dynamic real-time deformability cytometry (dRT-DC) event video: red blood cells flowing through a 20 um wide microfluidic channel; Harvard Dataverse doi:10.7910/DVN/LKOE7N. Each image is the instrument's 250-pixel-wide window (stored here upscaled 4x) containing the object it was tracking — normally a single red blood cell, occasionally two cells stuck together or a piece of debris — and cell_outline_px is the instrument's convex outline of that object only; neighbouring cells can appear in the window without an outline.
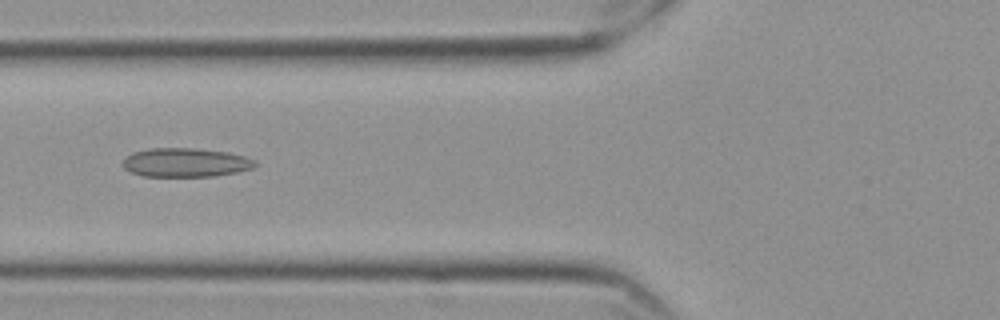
{"species": "Egyptian fruit bat (a non-hibernating species)", "species_latin": "Rousettus aegyptiacus", "temperature_condition": "cold", "stored_images_in_passage": 29, "camera_frame_rate_fps": 3000, "um_per_image_px": 0.085, "frame": {"image": 1, "passage_image": 10, "time_ms": 3.0, "image_size_px": [1000, 320], "cell_outline_px": [[256, 164], [252, 168], [236, 172], [212, 176], [144, 176], [132, 172], [124, 168], [124, 160], [132, 152], [148, 148], [196, 148], [228, 152], [244, 156], [256, 160]], "centroid_in_image_um": [15.78, 13.8], "position_along_channel_um": 110.0, "area_um2": 22.14}}
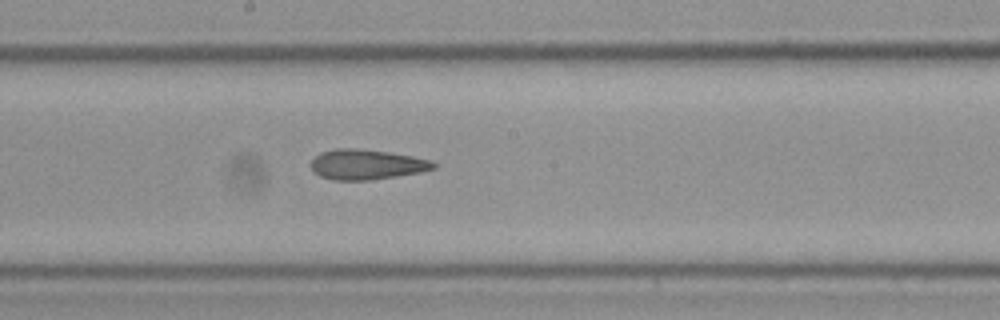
{"frame": {"image": 2, "passage_image": 19, "time_ms": 6.0, "image_size_px": [1000, 320], "cell_outline_px": [[436, 168], [420, 172], [372, 180], [336, 180], [320, 176], [312, 168], [312, 160], [320, 152], [336, 148], [352, 148], [388, 152], [412, 156], [428, 160], [436, 164]], "centroid_in_image_um": [31.16, 13.98], "position_along_channel_um": 217.0, "area_um2": 21.21}}
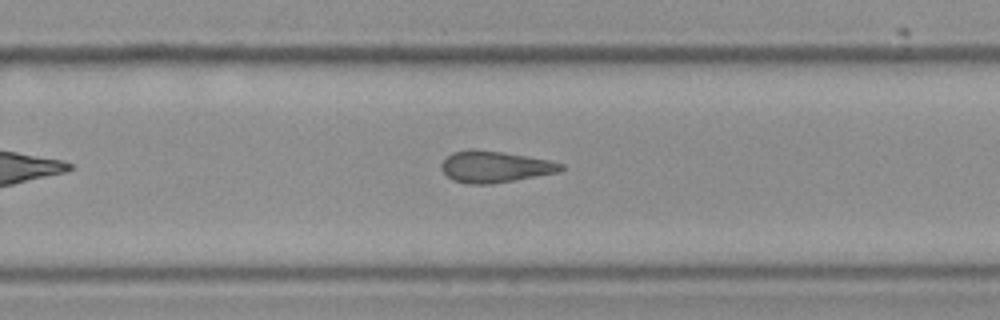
{"frame": {"image": 3, "passage_image": 25, "time_ms": 8.0, "image_size_px": [1000, 320], "cell_outline_px": [[564, 168], [556, 172], [492, 184], [468, 184], [452, 180], [444, 172], [440, 164], [452, 152], [468, 148], [476, 148], [504, 152], [548, 160], [564, 164]], "centroid_in_image_um": [42.01, 14.15], "position_along_channel_um": 287.8, "area_um2": 21.85}}